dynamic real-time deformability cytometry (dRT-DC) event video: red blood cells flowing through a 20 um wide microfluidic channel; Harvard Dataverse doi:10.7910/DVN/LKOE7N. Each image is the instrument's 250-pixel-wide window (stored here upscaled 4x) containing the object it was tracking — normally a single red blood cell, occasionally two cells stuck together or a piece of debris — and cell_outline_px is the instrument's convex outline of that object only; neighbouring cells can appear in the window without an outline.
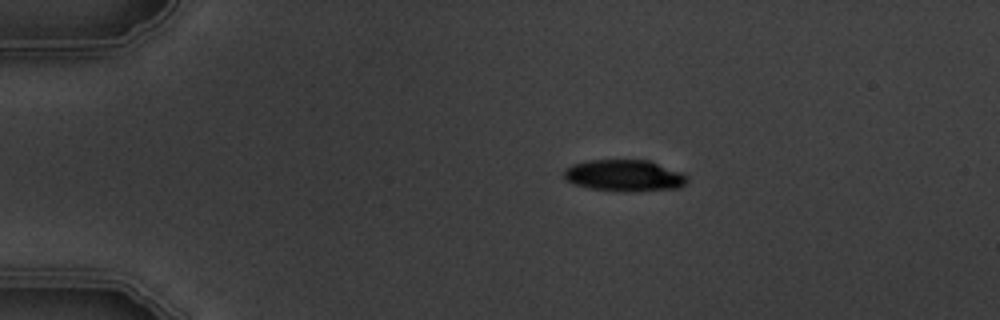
{"species": "common noctule bat (a hibernating species)", "species_latin": "Nyctalus noctula", "temperature_condition": "warm", "stored_images_in_passage": 4, "camera_frame_rate_fps": 3000, "um_per_image_px": 0.085, "animal": {"sex": "male", "body_mass_g": 19.5, "forearm_length_mm": 54.6}, "frame": {"image": 1, "passage_image": 1, "time_ms": 0.0, "image_size_px": [1000, 320], "cell_outline_px": [[688, 184], [680, 188], [628, 192], [588, 188], [572, 184], [564, 180], [564, 168], [572, 164], [588, 160], [648, 160], [680, 172], [688, 176]], "centroid_in_image_um": [53.05, 14.93], "position_along_channel_um": 31.9, "area_um2": 22.95}}
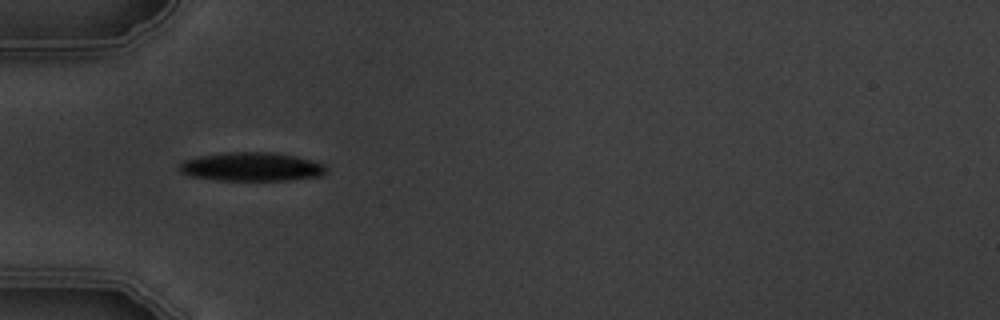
{"frame": {"image": 2, "passage_image": 3, "time_ms": 2.333, "image_size_px": [1000, 320], "cell_outline_px": [[328, 172], [320, 176], [288, 180], [220, 180], [188, 176], [180, 172], [176, 168], [184, 160], [196, 156], [228, 152], [272, 152], [296, 156], [324, 164], [328, 168]], "centroid_in_image_um": [21.36, 14.17], "position_along_channel_um": 63.6, "area_um2": 24.8}}